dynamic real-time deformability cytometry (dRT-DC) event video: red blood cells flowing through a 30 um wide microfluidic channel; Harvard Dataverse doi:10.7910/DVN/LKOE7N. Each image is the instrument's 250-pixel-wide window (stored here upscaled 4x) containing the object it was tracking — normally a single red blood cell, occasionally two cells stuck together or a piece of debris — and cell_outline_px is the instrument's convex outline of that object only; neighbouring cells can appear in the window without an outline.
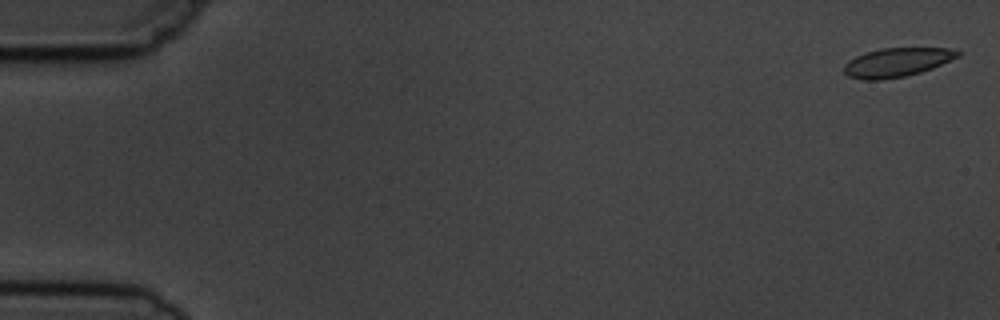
{"species": "common noctule bat (a hibernating species)", "species_latin": "Nyctalus noctula", "temperature_condition": "cold", "stored_images_in_passage": 10, "camera_frame_rate_fps": 3000, "um_per_image_px": 0.085, "animal": {"sex": "male", "body_mass_g": 19.5, "forearm_length_mm": 54.6}, "frame": {"image": 1, "passage_image": 1, "time_ms": 0.0, "image_size_px": [1000, 320], "cell_outline_px": [[960, 56], [932, 68], [920, 72], [904, 76], [880, 80], [864, 80], [848, 76], [844, 72], [844, 64], [848, 60], [864, 52], [880, 48], [948, 48], [960, 52]], "centroid_in_image_um": [76.2, 5.29], "position_along_channel_um": 8.8, "area_um2": 19.13}}
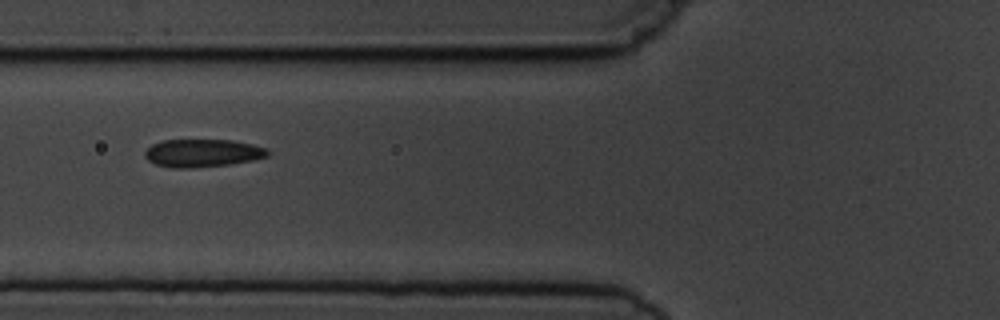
{"frame": {"image": 2, "passage_image": 6, "time_ms": 6.667, "image_size_px": [1000, 320], "cell_outline_px": [[268, 156], [252, 160], [228, 164], [192, 168], [172, 168], [156, 164], [148, 160], [144, 156], [144, 152], [152, 144], [164, 140], [232, 140], [252, 144], [268, 148]], "centroid_in_image_um": [17.2, 13.01], "position_along_channel_um": 108.6, "area_um2": 19.88}}
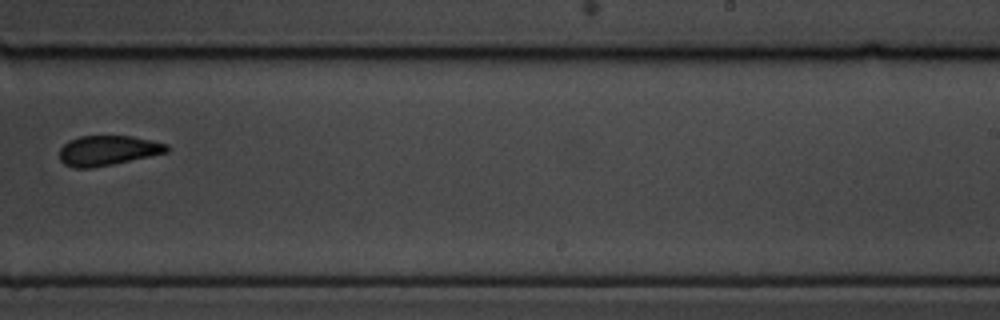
{"frame": {"image": 3, "passage_image": 10, "time_ms": 11.333, "image_size_px": [1000, 320], "cell_outline_px": [[172, 148], [168, 152], [112, 164], [92, 168], [76, 168], [64, 164], [60, 160], [60, 148], [68, 140], [80, 136], [132, 136], [152, 140], [168, 144]], "centroid_in_image_um": [9.18, 12.78], "position_along_channel_um": 279.8, "area_um2": 18.79}}